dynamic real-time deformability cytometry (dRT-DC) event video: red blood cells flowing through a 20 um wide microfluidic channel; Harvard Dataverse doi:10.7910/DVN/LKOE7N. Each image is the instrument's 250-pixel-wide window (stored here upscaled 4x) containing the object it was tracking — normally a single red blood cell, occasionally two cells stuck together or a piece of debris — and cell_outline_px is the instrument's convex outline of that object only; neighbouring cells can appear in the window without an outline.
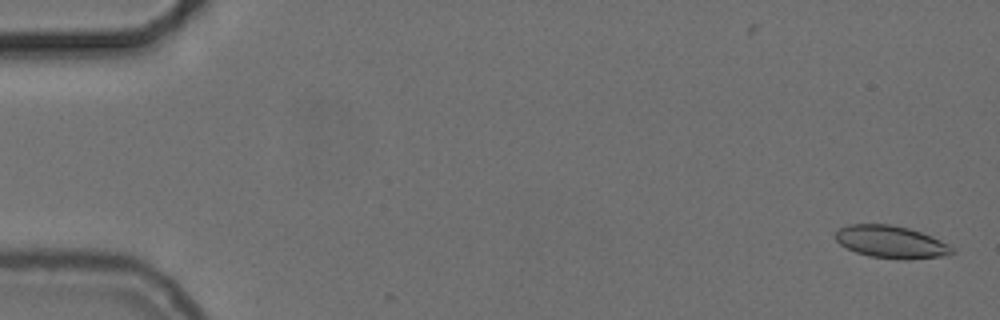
{"species": "common noctule bat (a hibernating species)", "species_latin": "Nyctalus noctula", "temperature_condition": "cold", "stored_images_in_passage": 4, "camera_frame_rate_fps": 3000, "um_per_image_px": 0.085, "animal": {"sex": "female", "body_mass_g": 24.6, "forearm_length_mm": 56.2}, "frame": {"image": 1, "passage_image": 2, "time_ms": 0.333, "image_size_px": [1000, 320], "cell_outline_px": [[956, 252], [940, 256], [908, 260], [868, 256], [856, 252], [840, 244], [836, 240], [836, 232], [840, 228], [848, 224], [888, 224], [908, 228], [932, 236], [948, 244]], "centroid_in_image_um": [75.73, 20.56], "position_along_channel_um": 9.3, "area_um2": 21.85}}